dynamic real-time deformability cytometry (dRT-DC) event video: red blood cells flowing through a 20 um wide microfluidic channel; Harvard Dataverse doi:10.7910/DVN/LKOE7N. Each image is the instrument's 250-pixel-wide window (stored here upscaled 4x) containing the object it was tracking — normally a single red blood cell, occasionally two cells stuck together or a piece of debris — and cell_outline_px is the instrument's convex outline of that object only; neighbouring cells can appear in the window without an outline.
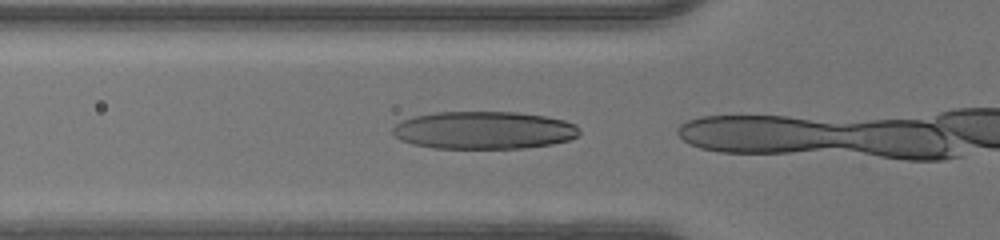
{"species": "human", "species_latin": "Homo sapiens", "temperature_condition": "warm", "stored_images_in_passage": 13, "camera_frame_rate_fps": 3000, "um_per_image_px": 0.085, "donor": {"sex": "male"}, "frame": {"image": 1, "passage_image": 11, "time_ms": 3.333, "image_size_px": [1000, 240], "cell_outline_px": [[580, 132], [576, 136], [568, 140], [552, 144], [524, 148], [436, 148], [412, 144], [400, 140], [392, 132], [392, 128], [400, 120], [416, 116], [436, 112], [516, 112], [544, 116], [564, 120], [576, 124], [580, 128]], "centroid_in_image_um": [41.13, 11.07], "position_along_channel_um": 84.7, "area_um2": 41.04}}